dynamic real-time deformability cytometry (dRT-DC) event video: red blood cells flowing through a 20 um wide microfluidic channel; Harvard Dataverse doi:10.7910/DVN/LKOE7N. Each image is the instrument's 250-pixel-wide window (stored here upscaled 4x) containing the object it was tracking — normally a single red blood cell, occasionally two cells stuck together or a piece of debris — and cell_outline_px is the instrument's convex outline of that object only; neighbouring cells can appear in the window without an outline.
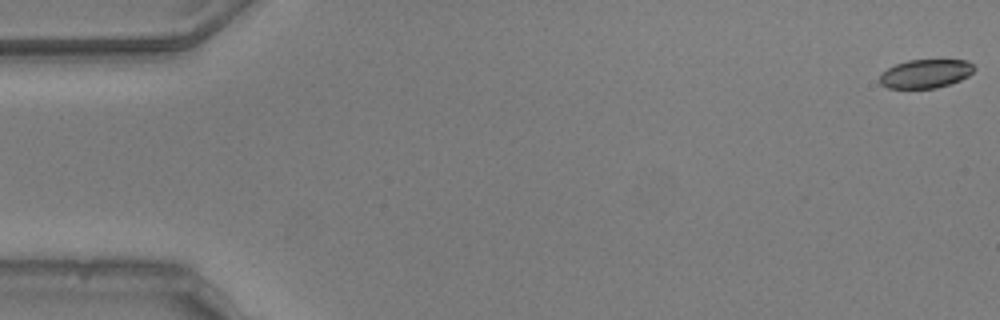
{"species": "common noctule bat (a hibernating species)", "species_latin": "Nyctalus noctula", "temperature_condition": "warm", "stored_images_in_passage": 47, "camera_frame_rate_fps": 3000, "um_per_image_px": 0.085, "animal": {"sex": "male", "body_mass_g": 20.5, "forearm_length_mm": 52.5}, "frame": {"image": 1, "passage_image": 1, "time_ms": 0.0, "image_size_px": [1000, 320], "cell_outline_px": [[976, 68], [968, 76], [960, 80], [936, 88], [888, 88], [880, 84], [880, 72], [896, 64], [908, 60], [968, 60]], "centroid_in_image_um": [78.66, 6.26], "position_along_channel_um": 6.3, "area_um2": 15.78}}
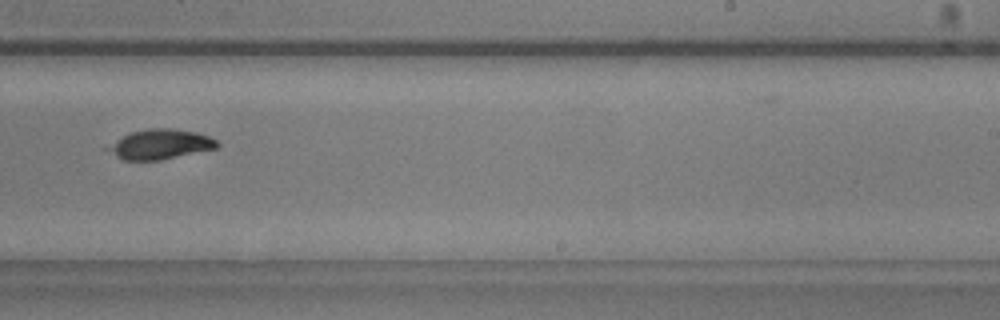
{"frame": {"image": 2, "passage_image": 34, "time_ms": 11.0, "image_size_px": [1000, 320], "cell_outline_px": [[220, 144], [216, 148], [160, 160], [124, 160], [100, 148], [132, 132], [148, 128], [172, 128], [196, 132], [208, 136], [216, 140]], "centroid_in_image_um": [13.56, 12.26], "position_along_channel_um": 275.4, "area_um2": 19.02}}
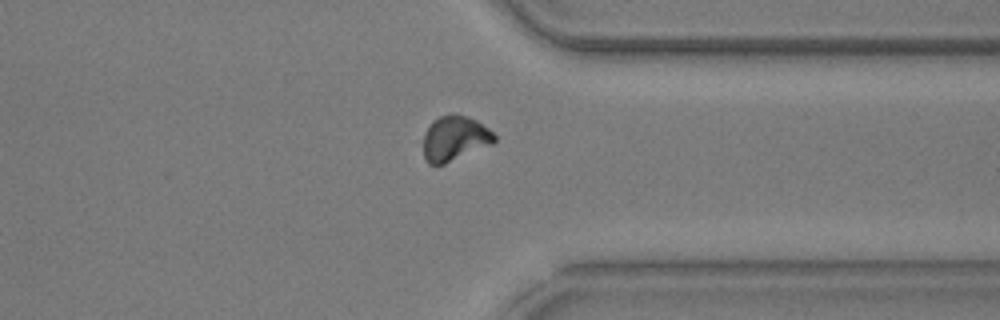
{"frame": {"image": 3, "passage_image": 42, "time_ms": 13.667, "image_size_px": [1000, 320], "cell_outline_px": [[496, 140], [492, 144], [444, 164], [428, 164], [424, 160], [424, 132], [432, 120], [440, 116], [468, 116], [476, 120], [488, 128], [496, 136]], "centroid_in_image_um": [38.63, 11.78], "position_along_channel_um": 372.8, "area_um2": 18.38}, "authors_computed_cell_mechanics": {"area_um2": 18.7272, "velocity_mm_per_s": 3.7648, "shape_relaxation_time_tau1_ms": 2.7005, "shape_relaxation_time_tau2_ms": null, "deformation_change_tau1": 0.116, "deformation_change_tau2": null}}